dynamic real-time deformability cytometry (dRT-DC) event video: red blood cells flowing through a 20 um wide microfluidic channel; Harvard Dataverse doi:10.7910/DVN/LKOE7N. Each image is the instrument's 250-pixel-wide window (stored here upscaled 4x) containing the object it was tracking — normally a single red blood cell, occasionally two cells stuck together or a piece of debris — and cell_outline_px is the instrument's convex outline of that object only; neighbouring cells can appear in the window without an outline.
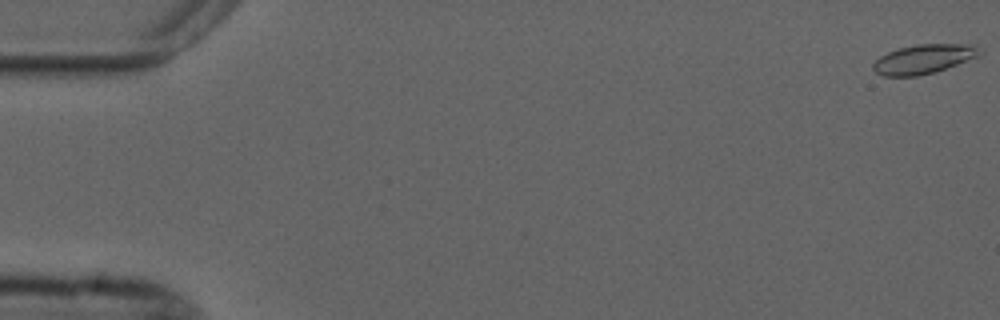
{"species": "common noctule bat (a hibernating species)", "species_latin": "Nyctalus noctula", "temperature_condition": "cold", "stored_images_in_passage": 6, "camera_frame_rate_fps": 3000, "um_per_image_px": 0.085, "animal": {"sex": "male", "forearm_length_mm": 52.5}, "frame": {"image": 1, "passage_image": 1, "time_ms": 0.0, "image_size_px": [1000, 320], "cell_outline_px": [[976, 56], [956, 64], [932, 72], [916, 76], [884, 76], [876, 72], [872, 68], [872, 64], [880, 56], [888, 52], [900, 48], [916, 44], [976, 44]], "centroid_in_image_um": [78.4, 5.01], "position_along_channel_um": 6.6, "area_um2": 17.57}}
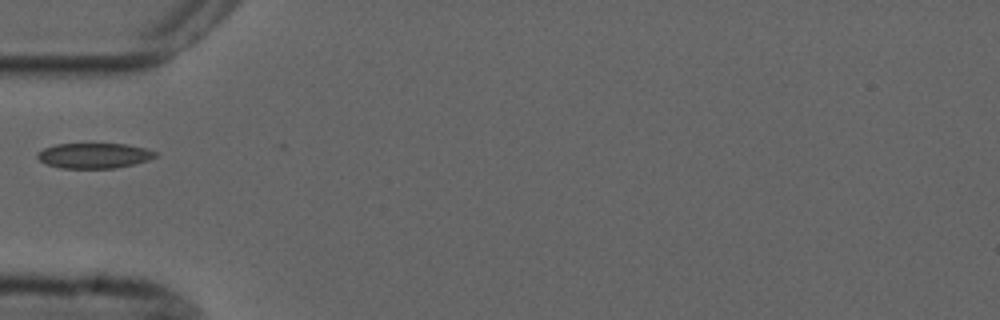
{"frame": {"image": 2, "passage_image": 5, "time_ms": 6.0, "image_size_px": [1000, 320], "cell_outline_px": [[156, 156], [148, 160], [116, 168], [60, 168], [48, 164], [40, 160], [36, 156], [44, 148], [56, 144], [128, 144], [144, 148], [156, 152]], "centroid_in_image_um": [8.0, 13.22], "position_along_channel_um": 77.0, "area_um2": 17.11}}
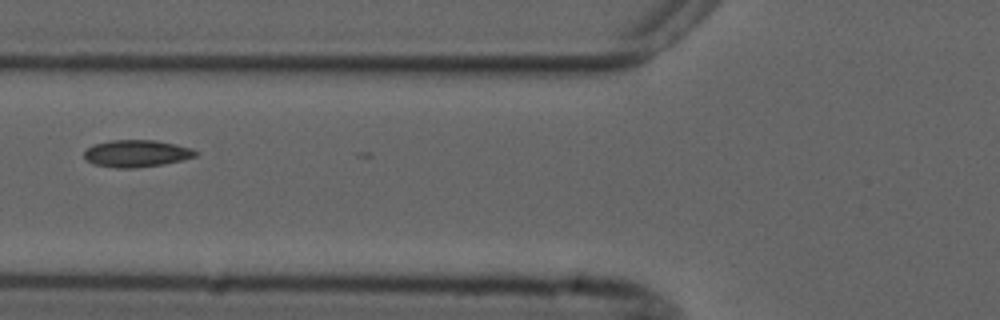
{"frame": {"image": 3, "passage_image": 6, "time_ms": 7.0, "image_size_px": [1000, 320], "cell_outline_px": [[200, 152], [196, 156], [164, 164], [136, 168], [116, 168], [92, 164], [84, 156], [84, 152], [92, 144], [112, 140], [156, 140], [176, 144], [192, 148]], "centroid_in_image_um": [11.62, 13.04], "position_along_channel_um": 114.2, "area_um2": 17.69}}